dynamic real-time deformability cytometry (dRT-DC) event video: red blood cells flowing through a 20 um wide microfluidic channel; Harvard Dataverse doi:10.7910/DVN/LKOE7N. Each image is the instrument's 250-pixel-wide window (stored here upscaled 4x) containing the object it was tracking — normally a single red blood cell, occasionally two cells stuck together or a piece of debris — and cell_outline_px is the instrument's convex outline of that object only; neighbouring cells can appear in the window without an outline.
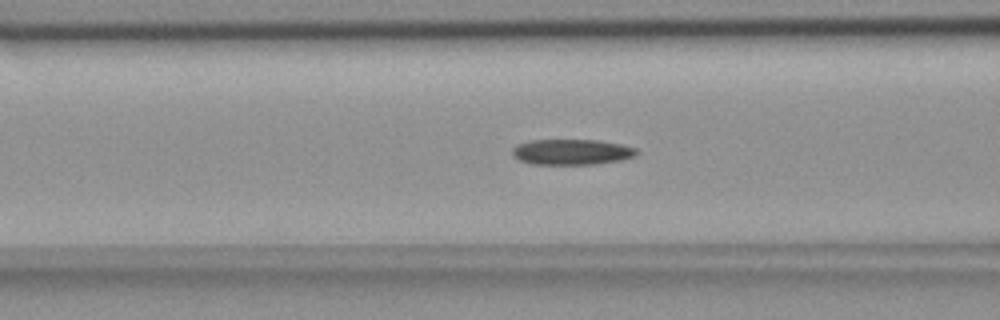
{"species": "common noctule bat (a hibernating species)", "species_latin": "Nyctalus noctula", "temperature_condition": "room temperature", "stored_images_in_passage": 43, "camera_frame_rate_fps": 3000, "um_per_image_px": 0.085, "animal": {"sex": "female", "body_mass_g": 18.4}, "frame": {"image": 1, "passage_image": 17, "time_ms": 5.333, "image_size_px": [1000, 320], "cell_outline_px": [[640, 152], [636, 156], [620, 160], [592, 164], [532, 164], [520, 160], [512, 152], [512, 148], [516, 144], [532, 140], [596, 140], [620, 144], [636, 148]], "centroid_in_image_um": [48.61, 12.91], "position_along_channel_um": 118.0, "area_um2": 18.44}}
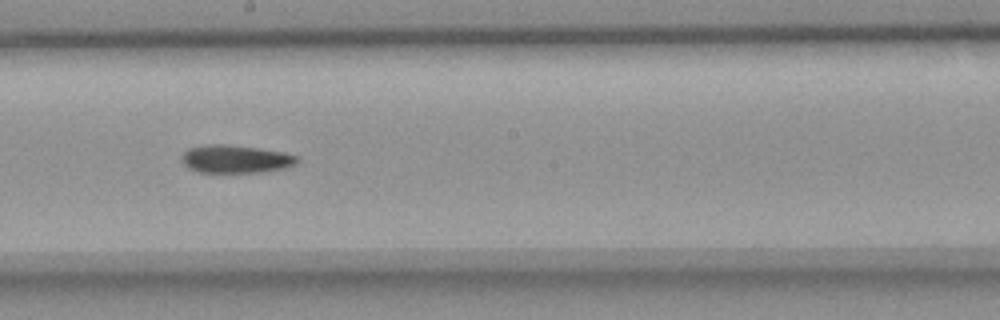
{"frame": {"image": 2, "passage_image": 26, "time_ms": 8.333, "image_size_px": [1000, 320], "cell_outline_px": [[300, 160], [296, 164], [284, 168], [260, 172], [200, 172], [188, 168], [184, 164], [184, 152], [188, 148], [208, 144], [224, 144], [256, 148], [284, 152], [296, 156]], "centroid_in_image_um": [20.05, 13.51], "position_along_channel_um": 228.2, "area_um2": 18.55}}
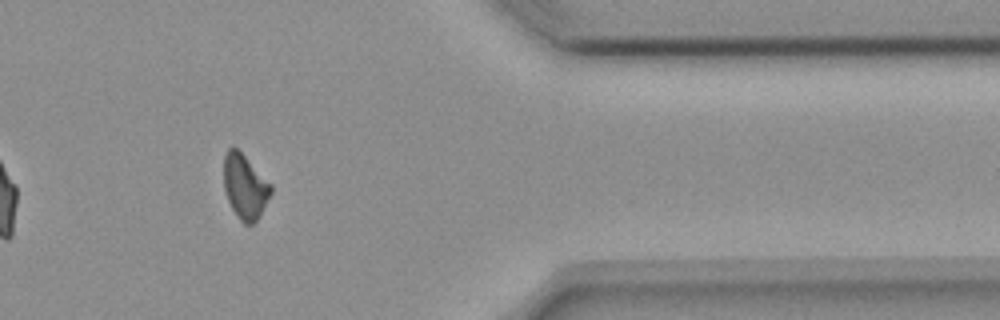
{"frame": {"image": 3, "passage_image": 41, "time_ms": 13.333, "image_size_px": [1000, 320], "cell_outline_px": [[272, 192], [256, 220], [252, 224], [244, 224], [240, 220], [232, 208], [228, 200], [224, 188], [224, 156], [228, 148], [236, 148], [272, 184]], "centroid_in_image_um": [20.81, 15.86], "position_along_channel_um": 390.6, "area_um2": 17.34}, "authors_computed_cell_mechanics": {"area_um2": 18.6116, "velocity_mm_per_s": 3.6822, "shape_relaxation_time_tau1_ms": null, "shape_relaxation_time_tau2_ms": 8.6966, "deformation_change_tau1": null, "deformation_change_tau2": 0.1454}}